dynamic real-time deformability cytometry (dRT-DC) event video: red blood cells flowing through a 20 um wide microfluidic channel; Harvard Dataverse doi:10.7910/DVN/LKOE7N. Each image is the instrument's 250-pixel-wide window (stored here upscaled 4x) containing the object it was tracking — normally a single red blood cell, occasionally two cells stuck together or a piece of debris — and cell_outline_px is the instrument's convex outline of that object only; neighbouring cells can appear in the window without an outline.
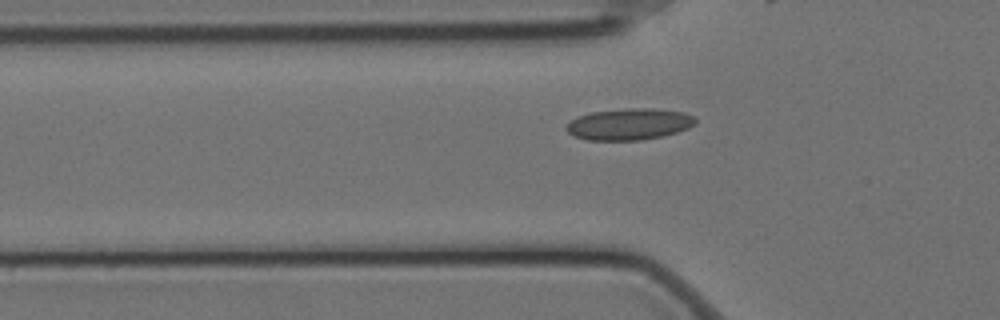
{"species": "Egyptian fruit bat (a non-hibernating species)", "species_latin": "Rousettus aegyptiacus", "temperature_condition": "cold", "stored_images_in_passage": 38, "camera_frame_rate_fps": 3000, "um_per_image_px": 0.085, "animal": {"sex": "female"}, "frame": {"image": 1, "passage_image": 6, "time_ms": 1.667, "image_size_px": [1000, 320], "cell_outline_px": [[696, 124], [688, 128], [676, 132], [660, 136], [640, 140], [588, 140], [572, 136], [564, 128], [576, 116], [592, 112], [628, 108], [652, 108], [684, 112], [692, 116], [696, 120]], "centroid_in_image_um": [53.45, 10.55], "position_along_channel_um": 72.3, "area_um2": 23.64}}
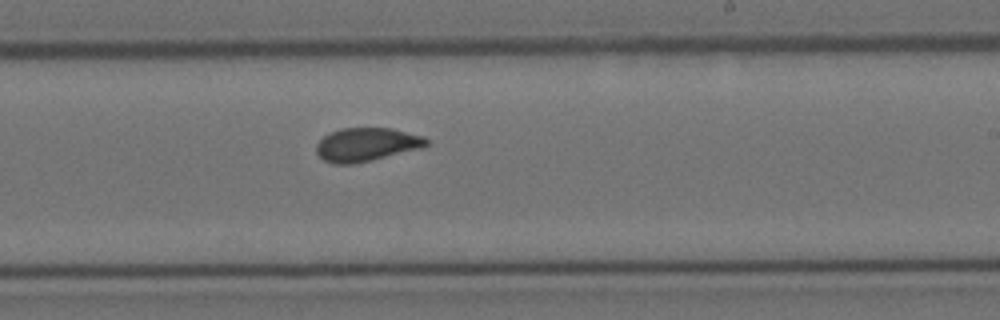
{"frame": {"image": 2, "passage_image": 22, "time_ms": 7.0, "image_size_px": [1000, 320], "cell_outline_px": [[428, 144], [420, 148], [372, 160], [352, 164], [332, 164], [324, 160], [316, 152], [316, 144], [324, 136], [340, 128], [392, 128], [424, 136], [428, 140]], "centroid_in_image_um": [31.14, 12.28], "position_along_channel_um": 257.9, "area_um2": 21.39}}
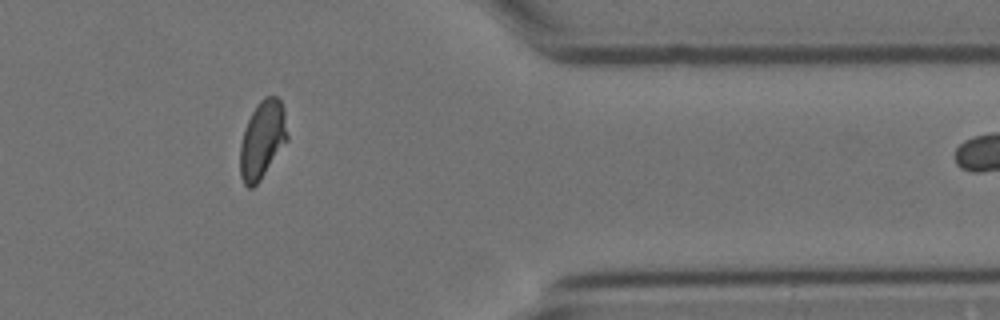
{"frame": {"image": 3, "passage_image": 35, "time_ms": 11.333, "image_size_px": [1000, 320], "cell_outline_px": [[288, 140], [260, 180], [252, 188], [248, 188], [244, 184], [240, 176], [240, 144], [244, 128], [256, 104], [264, 96], [276, 96], [280, 100], [284, 108], [288, 136]], "centroid_in_image_um": [22.3, 11.86], "position_along_channel_um": 389.1, "area_um2": 21.56}}